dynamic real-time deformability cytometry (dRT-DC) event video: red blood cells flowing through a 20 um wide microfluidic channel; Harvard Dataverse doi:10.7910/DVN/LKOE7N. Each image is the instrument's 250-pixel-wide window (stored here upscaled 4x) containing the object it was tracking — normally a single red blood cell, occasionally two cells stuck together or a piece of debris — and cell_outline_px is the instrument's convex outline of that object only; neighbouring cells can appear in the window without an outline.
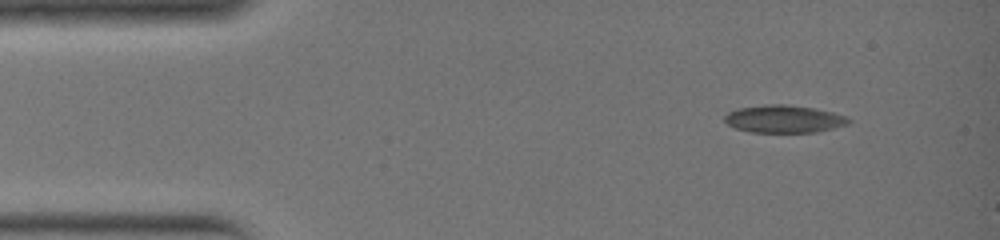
{"species": "common noctule bat (a hibernating species)", "species_latin": "Nyctalus noctula", "temperature_condition": "warm", "stored_images_in_passage": 32, "camera_frame_rate_fps": 3000, "um_per_image_px": 0.085, "animal": {"sex": "female", "body_mass_g": 19.0, "forearm_length_mm": 51.5}, "frame": {"image": 1, "passage_image": 1, "time_ms": 0.0, "image_size_px": [1000, 240], "cell_outline_px": [[852, 120], [848, 124], [816, 132], [752, 132], [736, 128], [728, 124], [724, 120], [724, 116], [728, 112], [740, 108], [764, 104], [784, 104], [816, 108], [832, 112], [844, 116]], "centroid_in_image_um": [66.63, 10.1], "position_along_channel_um": 18.4, "area_um2": 19.83}}
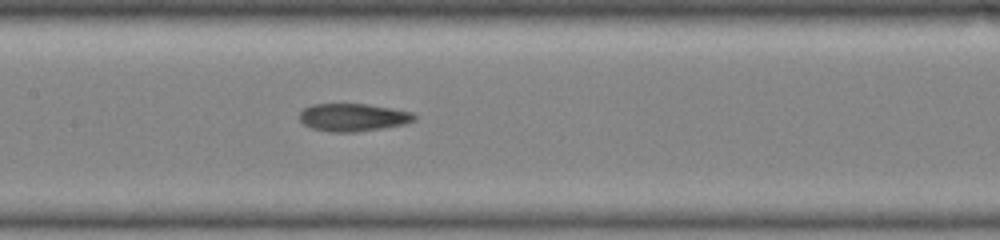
{"frame": {"image": 2, "passage_image": 14, "time_ms": 4.333, "image_size_px": [1000, 240], "cell_outline_px": [[416, 120], [408, 124], [384, 128], [356, 132], [328, 132], [312, 128], [304, 124], [300, 120], [300, 112], [304, 108], [312, 104], [368, 104], [392, 108], [412, 112], [416, 116]], "centroid_in_image_um": [30.05, 9.98], "position_along_channel_um": 177.4, "area_um2": 18.79}}
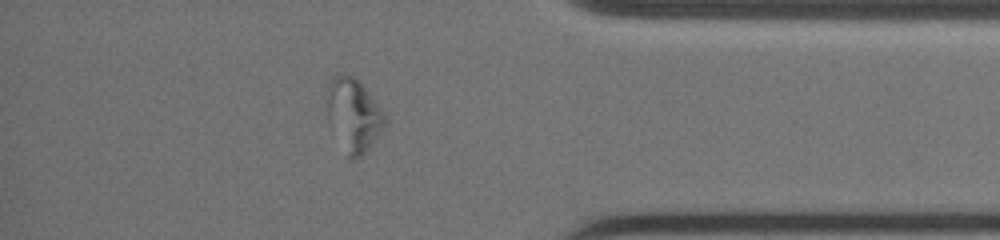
{"frame": {"image": 3, "passage_image": 27, "time_ms": 8.667, "image_size_px": [1000, 240], "cell_outline_px": [[388, 120], [368, 148], [360, 156], [352, 160], [348, 156], [328, 124], [324, 100], [332, 76], [340, 72], [344, 72], [352, 76], [368, 92], [384, 112]], "centroid_in_image_um": [29.98, 9.73], "position_along_channel_um": 405.2, "area_um2": 24.74}}